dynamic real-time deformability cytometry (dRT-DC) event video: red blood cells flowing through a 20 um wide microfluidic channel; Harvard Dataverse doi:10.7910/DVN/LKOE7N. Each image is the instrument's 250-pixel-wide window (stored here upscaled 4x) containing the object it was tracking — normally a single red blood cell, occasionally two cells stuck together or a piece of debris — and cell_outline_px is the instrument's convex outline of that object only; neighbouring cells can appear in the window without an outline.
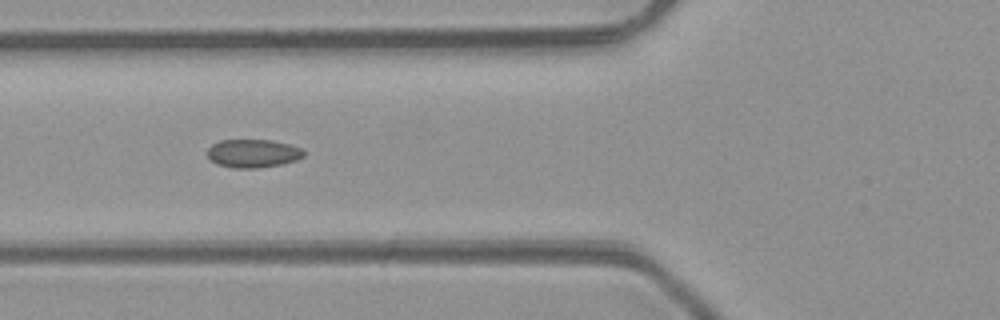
{"species": "common noctule bat (a hibernating species)", "species_latin": "Nyctalus noctula", "temperature_condition": "room temperature", "stored_images_in_passage": 5, "camera_frame_rate_fps": 3000, "um_per_image_px": 0.085, "animal": {"sex": "male", "body_mass_g": 23.1, "forearm_length_mm": 52.7}, "frame": {"image": 1, "passage_image": 5, "time_ms": 5.333, "image_size_px": [1000, 320], "cell_outline_px": [[304, 156], [296, 160], [284, 164], [260, 168], [232, 168], [216, 164], [208, 156], [208, 148], [212, 144], [220, 140], [272, 140], [288, 144], [300, 148], [304, 152]], "centroid_in_image_um": [21.5, 13.05], "position_along_channel_um": 104.3, "area_um2": 15.95}}